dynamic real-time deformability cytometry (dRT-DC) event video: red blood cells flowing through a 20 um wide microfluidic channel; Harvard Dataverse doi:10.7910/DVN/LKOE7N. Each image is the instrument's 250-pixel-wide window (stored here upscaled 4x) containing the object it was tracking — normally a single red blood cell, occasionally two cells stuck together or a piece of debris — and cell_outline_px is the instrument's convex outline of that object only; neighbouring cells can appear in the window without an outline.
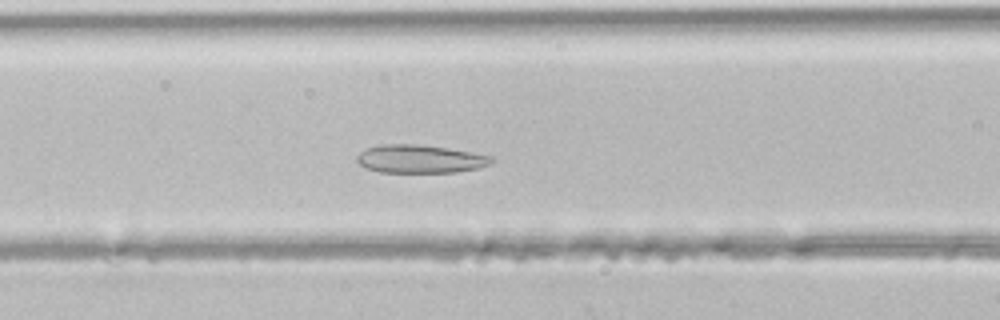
{"species": "common noctule bat (a hibernating species)", "species_latin": "Nyctalus noctula", "temperature_condition": "room temperature", "stored_images_in_passage": 32, "camera_frame_rate_fps": 3000, "um_per_image_px": 0.085, "animal": {"sex": "male", "body_mass_g": 21.5, "forearm_length_mm": 52.0}, "frame": {"image": 1, "passage_image": 6, "time_ms": 1.667, "image_size_px": [1000, 320], "cell_outline_px": [[492, 164], [480, 168], [456, 172], [380, 172], [368, 168], [360, 164], [356, 160], [356, 156], [364, 148], [380, 144], [416, 144], [444, 148], [492, 156]], "centroid_in_image_um": [35.67, 13.51], "position_along_channel_um": 130.9, "area_um2": 21.96}}
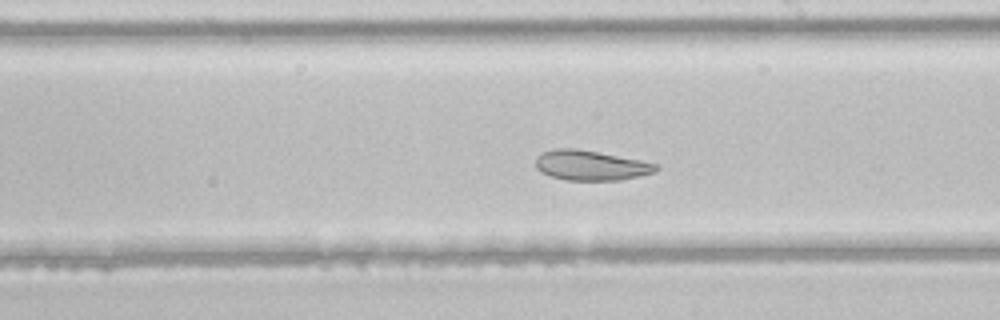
{"frame": {"image": 2, "passage_image": 13, "time_ms": 4.0, "image_size_px": [1000, 320], "cell_outline_px": [[660, 168], [656, 172], [640, 176], [620, 180], [568, 180], [552, 176], [540, 172], [536, 168], [536, 156], [540, 152], [556, 148], [576, 148], [640, 160], [660, 164]], "centroid_in_image_um": [50.23, 14.05], "position_along_channel_um": 238.8, "area_um2": 21.15}}
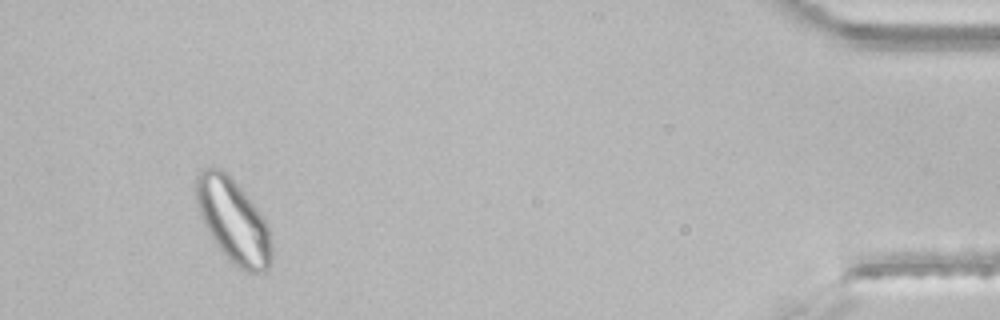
{"frame": {"image": 3, "passage_image": 29, "time_ms": 9.333, "image_size_px": [1000, 320], "cell_outline_px": [[272, 260], [268, 268], [264, 272], [248, 272], [240, 268], [216, 244], [208, 232], [204, 224], [196, 200], [196, 176], [204, 168], [220, 168], [244, 192], [264, 216], [268, 228], [272, 244]], "centroid_in_image_um": [19.86, 18.77], "position_along_channel_um": 415.3, "area_um2": 36.18}}